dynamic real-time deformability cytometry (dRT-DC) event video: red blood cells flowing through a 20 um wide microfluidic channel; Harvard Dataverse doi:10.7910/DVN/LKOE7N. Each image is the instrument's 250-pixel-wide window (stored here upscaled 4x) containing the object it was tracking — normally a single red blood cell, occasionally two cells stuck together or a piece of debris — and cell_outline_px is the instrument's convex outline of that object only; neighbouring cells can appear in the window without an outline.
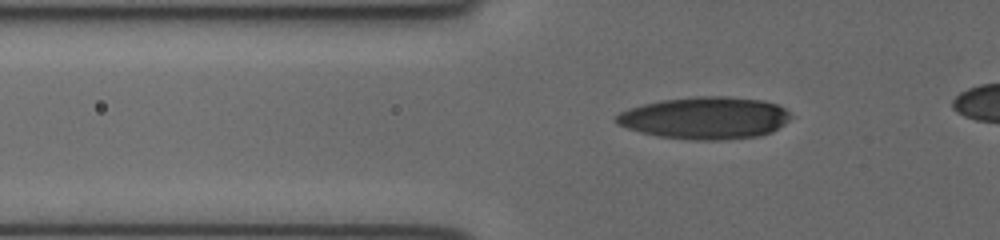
{"species": "human", "species_latin": "Homo sapiens", "temperature_condition": "cold", "stored_images_in_passage": 39, "camera_frame_rate_fps": 3000, "um_per_image_px": 0.085, "donor": {"sex": "female"}, "frame": {"image": 1, "passage_image": 11, "time_ms": 3.333, "image_size_px": [1000, 240], "cell_outline_px": [[788, 116], [776, 128], [768, 132], [756, 136], [664, 136], [644, 132], [620, 124], [616, 120], [616, 116], [620, 112], [632, 108], [664, 100], [760, 100], [776, 104], [784, 108], [788, 112]], "centroid_in_image_um": [59.9, 10.02], "position_along_channel_um": 65.9, "area_um2": 37.86}}
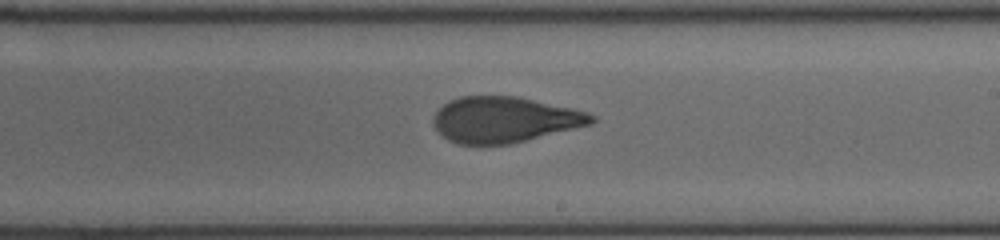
{"frame": {"image": 2, "passage_image": 24, "time_ms": 7.667, "image_size_px": [1000, 240], "cell_outline_px": [[596, 120], [588, 124], [508, 144], [460, 144], [444, 136], [436, 128], [436, 112], [444, 104], [460, 96], [512, 96], [568, 108], [584, 112], [592, 116]], "centroid_in_image_um": [42.82, 10.16], "position_along_channel_um": 246.2, "area_um2": 40.4}}
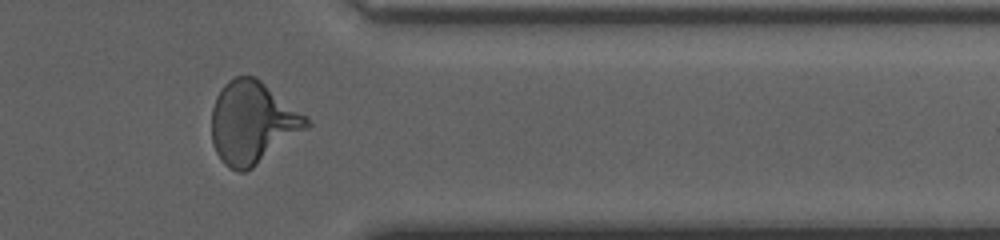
{"frame": {"image": 3, "passage_image": 34, "time_ms": 11.0, "image_size_px": [1000, 240], "cell_outline_px": [[312, 124], [252, 168], [244, 172], [240, 172], [224, 164], [216, 152], [212, 140], [212, 108], [216, 96], [224, 84], [228, 80], [236, 76], [252, 76], [260, 80], [304, 116]], "centroid_in_image_um": [21.41, 10.43], "position_along_channel_um": 390.0, "area_um2": 44.45}}